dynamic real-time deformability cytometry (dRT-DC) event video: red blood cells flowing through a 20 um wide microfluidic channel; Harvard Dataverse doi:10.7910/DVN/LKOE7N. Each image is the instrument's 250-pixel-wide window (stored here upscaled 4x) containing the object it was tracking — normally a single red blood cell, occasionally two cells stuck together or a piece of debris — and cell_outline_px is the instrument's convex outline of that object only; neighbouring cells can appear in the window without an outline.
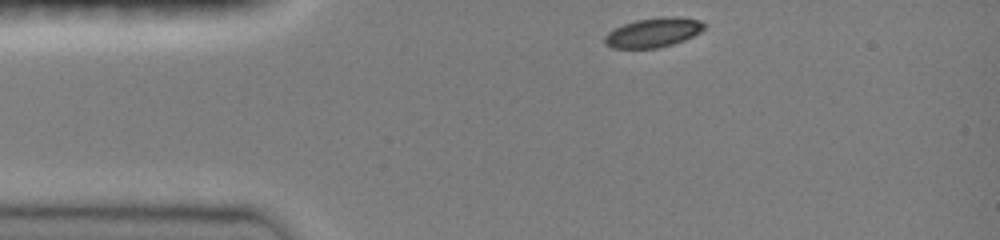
{"species": "common noctule bat (a hibernating species)", "species_latin": "Nyctalus noctula", "temperature_condition": "room temperature", "stored_images_in_passage": 35, "camera_frame_rate_fps": 3000, "um_per_image_px": 0.085, "animal": {"sex": "female", "body_mass_g": 19.0, "forearm_length_mm": 51.5}, "frame": {"image": 1, "passage_image": 1, "time_ms": 0.0, "image_size_px": [1000, 240], "cell_outline_px": [[708, 24], [700, 32], [684, 40], [672, 44], [656, 48], [612, 48], [604, 44], [604, 36], [608, 32], [624, 24], [636, 20], [660, 16], [676, 16], [700, 20]], "centroid_in_image_um": [55.54, 2.75], "position_along_channel_um": 29.5, "area_um2": 17.17}}
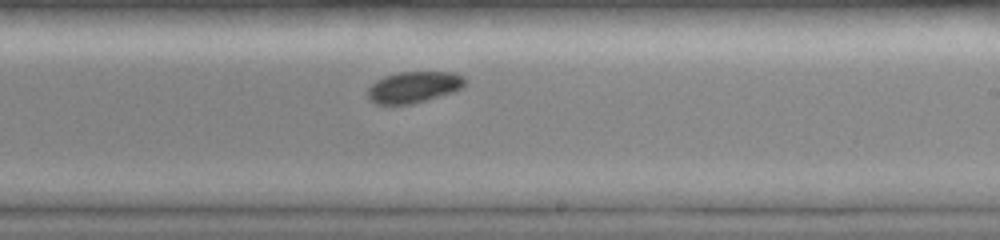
{"frame": {"image": 2, "passage_image": 21, "time_ms": 6.667, "image_size_px": [1000, 240], "cell_outline_px": [[468, 84], [452, 92], [412, 104], [376, 104], [368, 100], [368, 88], [376, 80], [384, 76], [400, 72], [456, 72], [464, 76], [468, 80]], "centroid_in_image_um": [35.19, 7.39], "position_along_channel_um": 253.8, "area_um2": 17.86}}
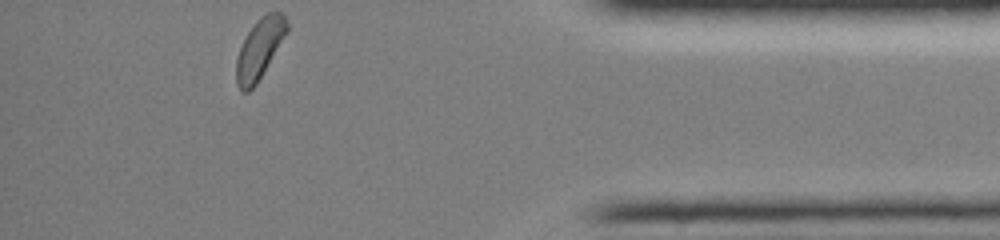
{"frame": {"image": 3, "passage_image": 35, "time_ms": 11.333, "image_size_px": [1000, 240], "cell_outline_px": [[288, 32], [256, 84], [248, 92], [240, 92], [236, 84], [236, 60], [240, 48], [248, 32], [256, 20], [260, 16], [268, 12], [280, 12], [284, 16], [288, 24]], "centroid_in_image_um": [22.06, 4.15], "position_along_channel_um": 413.1, "area_um2": 17.63}, "authors_computed_cell_mechanics": {"area_um2": 17.7446, "velocity_mm_per_s": 3.9838, "shape_relaxation_time_tau1_ms": 1.2228, "shape_relaxation_time_tau2_ms": null, "deformation_change_tau1": 0.0407, "deformation_change_tau2": null}}